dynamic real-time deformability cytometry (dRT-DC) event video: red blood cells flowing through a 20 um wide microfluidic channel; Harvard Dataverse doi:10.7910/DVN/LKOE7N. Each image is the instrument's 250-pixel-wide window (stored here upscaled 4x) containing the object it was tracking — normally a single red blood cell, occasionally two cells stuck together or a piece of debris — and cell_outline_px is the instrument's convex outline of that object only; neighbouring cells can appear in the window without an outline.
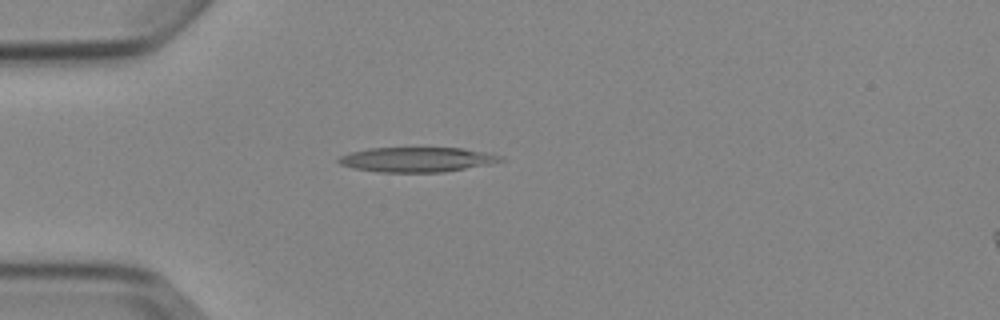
{"species": "Egyptian fruit bat (a non-hibernating species)", "species_latin": "Rousettus aegyptiacus", "temperature_condition": "cold", "stored_images_in_passage": 3, "camera_frame_rate_fps": 3000, "um_per_image_px": 0.085, "animal": {"sex": "female"}, "frame": {"image": 1, "passage_image": 1, "time_ms": 0.0, "image_size_px": [1000, 320], "cell_outline_px": [[508, 160], [492, 164], [444, 172], [380, 172], [356, 168], [340, 164], [336, 160], [340, 156], [348, 152], [368, 148], [464, 148], [488, 152], [504, 156]], "centroid_in_image_um": [35.53, 13.55], "position_along_channel_um": 49.5, "area_um2": 23.7}}
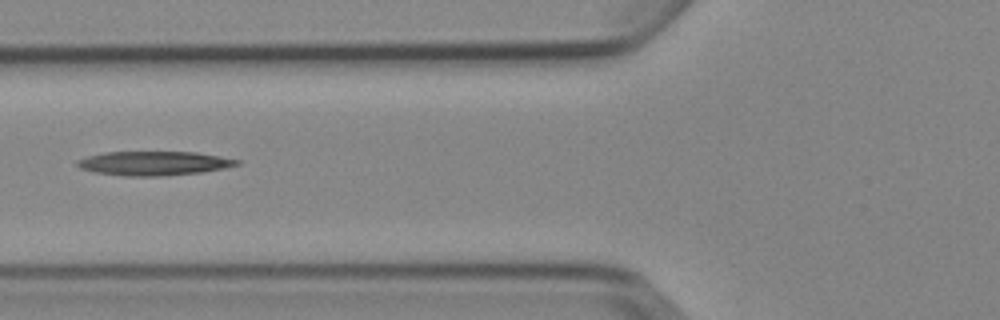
{"frame": {"image": 2, "passage_image": 3, "time_ms": 2.0, "image_size_px": [1000, 320], "cell_outline_px": [[240, 164], [224, 168], [200, 172], [164, 176], [124, 176], [96, 172], [80, 168], [76, 164], [76, 160], [88, 156], [104, 152], [196, 152], [240, 160]], "centroid_in_image_um": [13.06, 13.88], "position_along_channel_um": 112.7, "area_um2": 22.31}}